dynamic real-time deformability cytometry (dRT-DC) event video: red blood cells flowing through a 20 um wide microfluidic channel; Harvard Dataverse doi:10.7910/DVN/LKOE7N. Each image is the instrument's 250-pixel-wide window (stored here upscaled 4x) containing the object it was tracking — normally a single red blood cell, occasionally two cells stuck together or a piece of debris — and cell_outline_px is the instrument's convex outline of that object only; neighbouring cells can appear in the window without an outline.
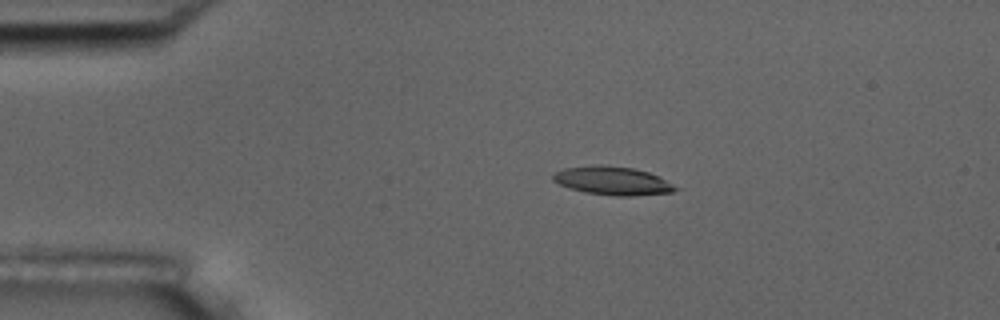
{"species": "common noctule bat (a hibernating species)", "species_latin": "Nyctalus noctula", "temperature_condition": "room temperature", "stored_images_in_passage": 5, "camera_frame_rate_fps": 3000, "um_per_image_px": 0.085, "animal": {"sex": "male", "body_mass_g": 17.5, "forearm_length_mm": 52.3}, "frame": {"image": 1, "passage_image": 3, "time_ms": 2.333, "image_size_px": [1000, 320], "cell_outline_px": [[680, 188], [672, 192], [632, 196], [616, 196], [584, 192], [568, 188], [552, 180], [552, 172], [564, 168], [596, 164], [604, 164], [632, 168], [648, 172], [660, 176]], "centroid_in_image_um": [52.05, 15.35], "position_along_channel_um": 33.0, "area_um2": 20.58}}
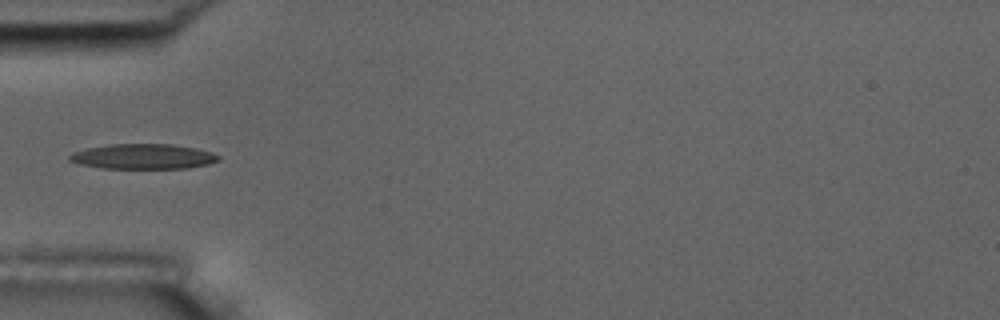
{"frame": {"image": 2, "passage_image": 5, "time_ms": 4.667, "image_size_px": [1000, 320], "cell_outline_px": [[220, 160], [208, 164], [188, 168], [100, 168], [80, 164], [68, 160], [68, 156], [72, 152], [88, 148], [108, 144], [172, 144], [196, 148], [212, 152], [220, 156]], "centroid_in_image_um": [12.17, 13.3], "position_along_channel_um": 72.8, "area_um2": 21.85}}